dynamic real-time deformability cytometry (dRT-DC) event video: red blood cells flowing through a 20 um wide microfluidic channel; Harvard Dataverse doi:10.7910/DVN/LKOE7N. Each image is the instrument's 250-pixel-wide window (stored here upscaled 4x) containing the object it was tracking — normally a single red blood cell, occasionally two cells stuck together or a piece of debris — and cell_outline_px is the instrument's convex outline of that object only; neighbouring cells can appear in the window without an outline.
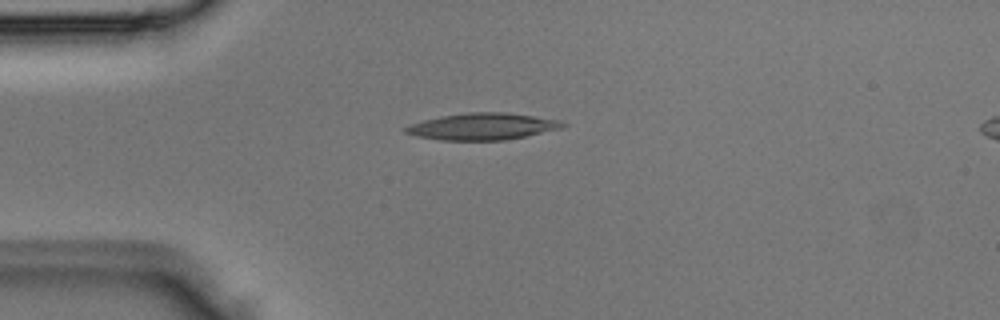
{"species": "Egyptian fruit bat (a non-hibernating species)", "species_latin": "Rousettus aegyptiacus", "temperature_condition": "room temperature", "stored_images_in_passage": 3, "camera_frame_rate_fps": 3000, "um_per_image_px": 0.085, "animal": {"sex": "male"}, "frame": {"image": 1, "passage_image": 2, "time_ms": 0.333, "image_size_px": [1000, 320], "cell_outline_px": [[568, 124], [560, 128], [524, 136], [504, 140], [444, 140], [416, 136], [404, 132], [400, 128], [408, 124], [440, 116], [468, 112], [504, 112], [532, 116], [556, 120]], "centroid_in_image_um": [40.9, 10.75], "position_along_channel_um": 44.1, "area_um2": 24.22}}